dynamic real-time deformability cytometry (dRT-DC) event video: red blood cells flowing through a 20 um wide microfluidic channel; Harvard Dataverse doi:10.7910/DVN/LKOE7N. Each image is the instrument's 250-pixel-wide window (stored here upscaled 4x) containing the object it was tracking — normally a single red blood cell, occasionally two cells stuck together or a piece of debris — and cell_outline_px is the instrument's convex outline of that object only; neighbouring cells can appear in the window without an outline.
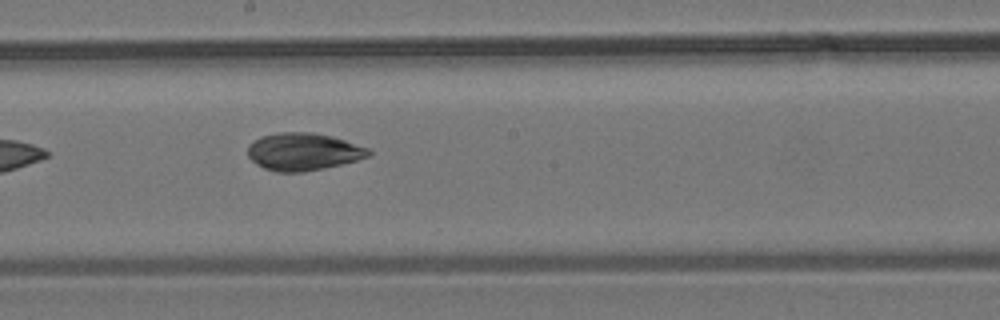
{"species": "common noctule bat (a hibernating species)", "species_latin": "Nyctalus noctula", "temperature_condition": "room temperature", "stored_images_in_passage": 6, "camera_frame_rate_fps": 3000, "um_per_image_px": 0.085, "animal": {"sex": "male", "body_mass_g": 19.2, "forearm_length_mm": 51.8}, "frame": {"image": 1, "passage_image": 6, "time_ms": 5.667, "image_size_px": [1000, 320], "cell_outline_px": [[372, 152], [368, 156], [356, 160], [324, 168], [304, 172], [276, 172], [264, 168], [256, 164], [248, 156], [248, 144], [260, 136], [280, 132], [312, 132], [332, 136], [372, 148]], "centroid_in_image_um": [25.78, 12.88], "position_along_channel_um": 222.4, "area_um2": 26.59}}